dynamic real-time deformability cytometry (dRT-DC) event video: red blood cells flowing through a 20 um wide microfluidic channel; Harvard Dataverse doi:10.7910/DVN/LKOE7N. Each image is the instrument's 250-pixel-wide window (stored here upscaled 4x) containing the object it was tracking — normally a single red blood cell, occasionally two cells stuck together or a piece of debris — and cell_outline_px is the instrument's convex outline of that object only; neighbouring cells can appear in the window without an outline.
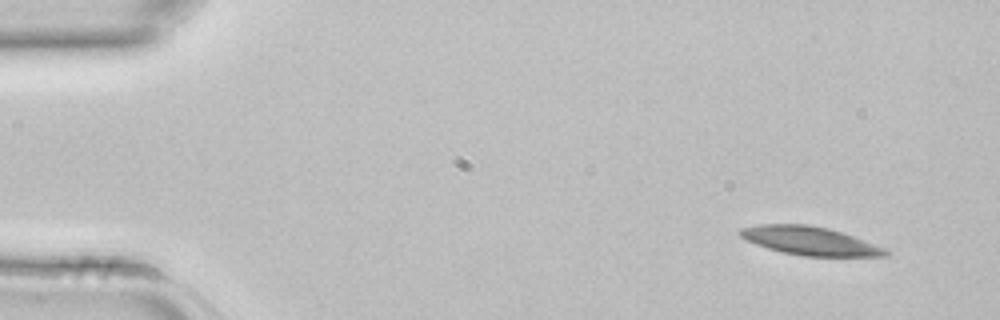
{"species": "common noctule bat (a hibernating species)", "species_latin": "Nyctalus noctula", "temperature_condition": "room temperature", "stored_images_in_passage": 4, "camera_frame_rate_fps": 3000, "um_per_image_px": 0.085, "animal": {"sex": "female", "body_mass_g": 22.7, "forearm_length_mm": 54.2}, "frame": {"image": 1, "passage_image": 1, "time_ms": 0.0, "image_size_px": [1000, 320], "cell_outline_px": [[892, 252], [888, 256], [804, 256], [784, 252], [768, 248], [756, 244], [740, 236], [736, 232], [740, 228], [760, 224], [804, 224], [828, 228], [864, 240], [884, 248]], "centroid_in_image_um": [68.83, 20.47], "position_along_channel_um": 16.2, "area_um2": 23.87}}
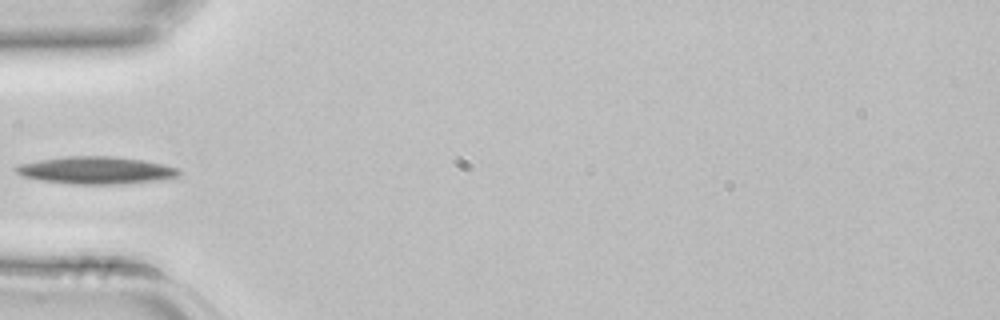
{"frame": {"image": 2, "passage_image": 4, "time_ms": 1.0, "image_size_px": [1000, 320], "cell_outline_px": [[184, 172], [180, 176], [168, 180], [120, 184], [72, 184], [40, 180], [20, 176], [12, 168], [20, 164], [40, 160], [64, 156], [112, 156], [144, 160], [180, 168]], "centroid_in_image_um": [8.24, 14.48], "position_along_channel_um": 76.8, "area_um2": 26.53}}